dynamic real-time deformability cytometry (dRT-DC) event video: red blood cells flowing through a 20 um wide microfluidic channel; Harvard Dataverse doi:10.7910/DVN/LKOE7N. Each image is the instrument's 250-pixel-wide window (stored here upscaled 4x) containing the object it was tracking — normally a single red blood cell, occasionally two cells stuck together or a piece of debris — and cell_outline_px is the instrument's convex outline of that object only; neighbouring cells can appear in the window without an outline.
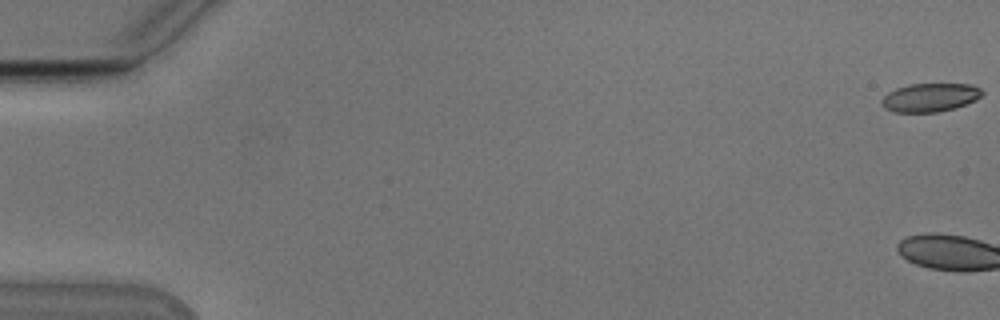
{"species": "Egyptian fruit bat (a non-hibernating species)", "species_latin": "Rousettus aegyptiacus", "temperature_condition": "cold", "stored_images_in_passage": 3, "camera_frame_rate_fps": 3000, "um_per_image_px": 0.085, "animal": {"sex": "male"}, "frame": {"image": 1, "passage_image": 1, "time_ms": 0.0, "image_size_px": [1000, 320], "cell_outline_px": [[984, 92], [976, 100], [952, 108], [936, 112], [892, 112], [884, 108], [880, 104], [880, 100], [888, 92], [896, 88], [908, 84], [972, 84], [980, 88]], "centroid_in_image_um": [79.01, 8.28], "position_along_channel_um": 6.0, "area_um2": 16.7}}